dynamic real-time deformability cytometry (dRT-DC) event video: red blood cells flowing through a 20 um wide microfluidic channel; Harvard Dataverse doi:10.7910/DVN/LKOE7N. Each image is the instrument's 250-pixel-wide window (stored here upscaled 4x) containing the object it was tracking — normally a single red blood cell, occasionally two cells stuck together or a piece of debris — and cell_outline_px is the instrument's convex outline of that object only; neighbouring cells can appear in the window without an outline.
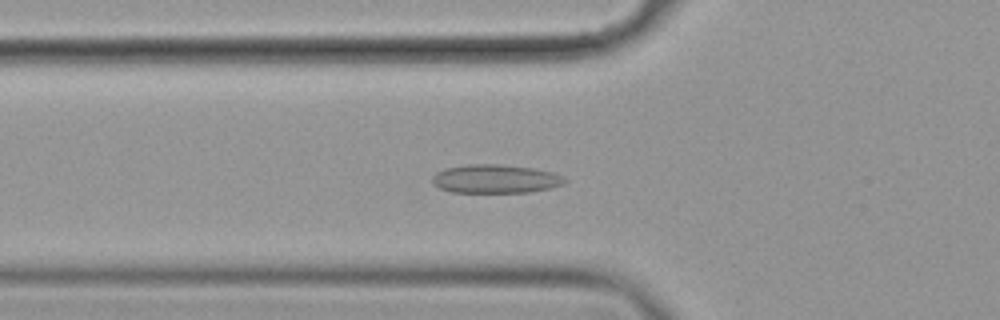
{"species": "common noctule bat (a hibernating species)", "species_latin": "Nyctalus noctula", "temperature_condition": "cold", "stored_images_in_passage": 58, "camera_frame_rate_fps": 3000, "um_per_image_px": 0.085, "animal": {"sex": "female", "body_mass_g": 19.9}, "frame": {"image": 1, "passage_image": 21, "time_ms": 6.667, "image_size_px": [1000, 320], "cell_outline_px": [[568, 180], [564, 184], [552, 188], [532, 192], [452, 192], [440, 188], [432, 180], [432, 176], [436, 172], [444, 168], [468, 164], [500, 164], [532, 168], [552, 172], [564, 176]], "centroid_in_image_um": [42.15, 15.2], "position_along_channel_um": 83.6, "area_um2": 22.2}}
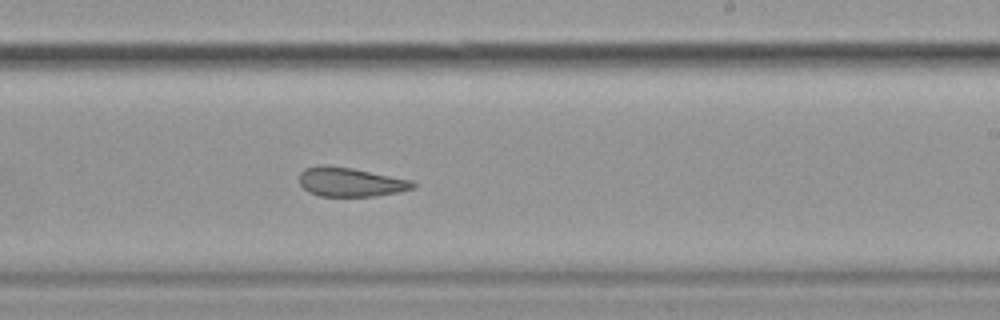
{"frame": {"image": 2, "passage_image": 36, "time_ms": 11.667, "image_size_px": [1000, 320], "cell_outline_px": [[416, 188], [400, 192], [376, 196], [320, 196], [308, 192], [300, 184], [300, 172], [304, 168], [320, 164], [324, 164], [352, 168], [412, 180], [416, 184]], "centroid_in_image_um": [29.79, 15.47], "position_along_channel_um": 259.2, "area_um2": 19.48}}
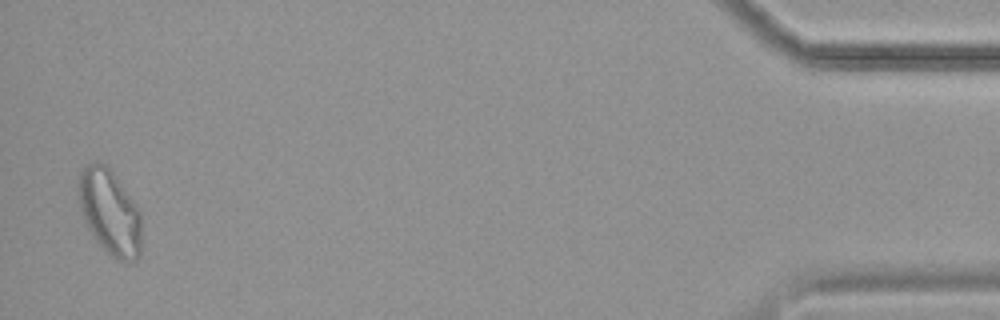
{"frame": {"image": 3, "passage_image": 57, "time_ms": 18.667, "image_size_px": [1000, 320], "cell_outline_px": [[140, 256], [136, 260], [116, 260], [96, 240], [88, 228], [84, 220], [80, 208], [80, 172], [88, 164], [96, 160], [100, 160], [112, 172], [136, 204], [140, 212]], "centroid_in_image_um": [9.34, 18.03], "position_along_channel_um": 425.9, "area_um2": 30.63}, "authors_computed_cell_mechanics": {"area_um2": 22.8021, "velocity_mm_per_s": 3.5175, "shape_relaxation_time_tau1_ms": null, "shape_relaxation_time_tau2_ms": 2.7242, "deformation_change_tau1": null, "deformation_change_tau2": 0.0787}}